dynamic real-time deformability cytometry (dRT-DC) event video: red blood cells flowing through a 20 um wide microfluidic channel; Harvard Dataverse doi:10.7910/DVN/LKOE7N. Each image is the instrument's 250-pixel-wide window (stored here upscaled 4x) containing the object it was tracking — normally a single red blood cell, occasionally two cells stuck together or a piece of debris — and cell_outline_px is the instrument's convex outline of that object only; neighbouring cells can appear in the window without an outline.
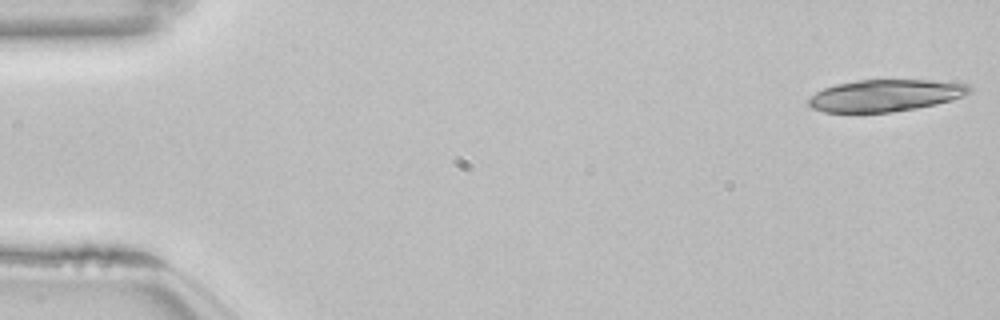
{"species": "common noctule bat (a hibernating species)", "species_latin": "Nyctalus noctula", "temperature_condition": "room temperature", "stored_images_in_passage": 21, "camera_frame_rate_fps": 3000, "um_per_image_px": 0.085, "animal": {"sex": "female", "body_mass_g": 22.7, "forearm_length_mm": 54.2}, "frame": {"image": 1, "passage_image": 1, "time_ms": 0.0, "image_size_px": [1000, 320], "cell_outline_px": [[972, 92], [952, 100], [936, 104], [916, 108], [892, 112], [824, 112], [812, 108], [808, 104], [808, 100], [816, 92], [824, 88], [836, 84], [856, 80], [932, 80], [968, 84], [972, 88]], "centroid_in_image_um": [75.27, 8.11], "position_along_channel_um": 9.7, "area_um2": 29.88}}